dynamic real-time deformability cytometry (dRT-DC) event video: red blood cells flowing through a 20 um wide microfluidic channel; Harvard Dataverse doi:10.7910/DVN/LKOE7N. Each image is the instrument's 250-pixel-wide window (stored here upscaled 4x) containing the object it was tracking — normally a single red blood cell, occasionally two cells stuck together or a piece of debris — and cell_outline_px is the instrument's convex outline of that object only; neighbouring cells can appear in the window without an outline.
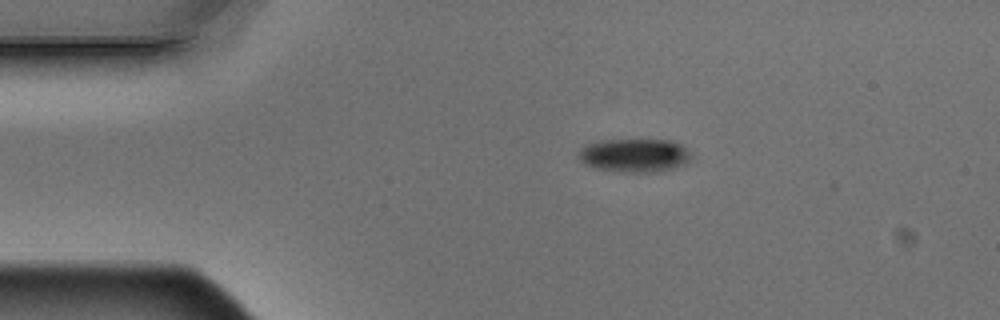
{"species": "Egyptian fruit bat (a non-hibernating species)", "species_latin": "Rousettus aegyptiacus", "temperature_condition": "warm", "stored_images_in_passage": 4, "segment_of_instrument_passage": [2, 2], "camera_frame_rate_fps": 3000, "um_per_image_px": 0.085, "animal": {"sex": "male"}, "frame": {"image": 1, "passage_image": 4, "time_ms": 1.0, "image_size_px": [1000, 320], "cell_outline_px": [[692, 156], [684, 164], [672, 168], [656, 172], [624, 172], [596, 168], [584, 164], [576, 156], [580, 148], [588, 144], [604, 140], [672, 140], [688, 148]], "centroid_in_image_um": [53.92, 13.2], "position_along_channel_um": 31.1, "area_um2": 22.02}}